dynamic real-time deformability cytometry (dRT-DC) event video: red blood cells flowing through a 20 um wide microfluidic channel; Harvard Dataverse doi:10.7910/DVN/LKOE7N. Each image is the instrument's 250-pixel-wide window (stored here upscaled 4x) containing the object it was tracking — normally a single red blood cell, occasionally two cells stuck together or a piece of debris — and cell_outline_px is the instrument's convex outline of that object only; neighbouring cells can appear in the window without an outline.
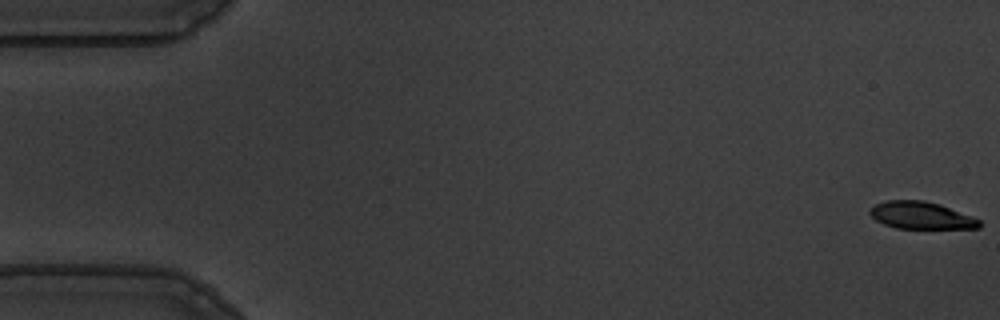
{"species": "common noctule bat (a hibernating species)", "species_latin": "Nyctalus noctula", "temperature_condition": "warm", "stored_images_in_passage": 49, "camera_frame_rate_fps": 3000, "um_per_image_px": 0.085, "animal": {"sex": "male", "body_mass_g": 19.5, "forearm_length_mm": 54.6}, "frame": {"image": 1, "passage_image": 1, "time_ms": 0.0, "image_size_px": [1000, 320], "cell_outline_px": [[980, 228], [896, 228], [884, 224], [876, 220], [868, 212], [876, 204], [884, 200], [924, 200], [940, 204], [972, 216], [980, 220]], "centroid_in_image_um": [78.29, 18.3], "position_along_channel_um": 6.7, "area_um2": 17.28}}
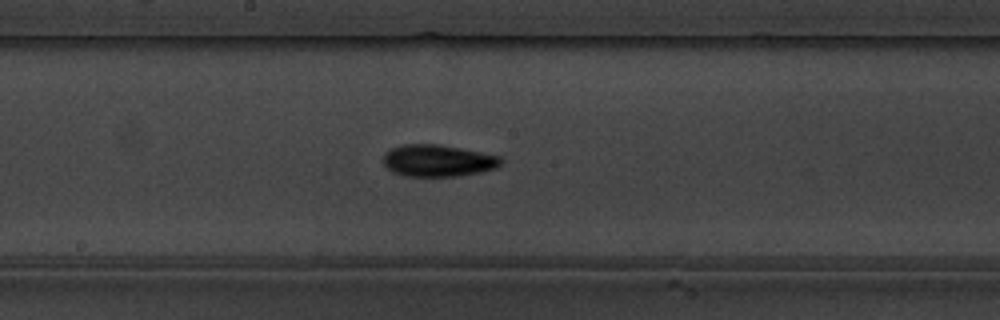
{"frame": {"image": 2, "passage_image": 30, "time_ms": 9.667, "image_size_px": [1000, 320], "cell_outline_px": [[504, 160], [496, 168], [480, 172], [456, 176], [404, 176], [392, 172], [384, 164], [384, 152], [400, 144], [440, 144], [500, 156]], "centroid_in_image_um": [37.21, 13.65], "position_along_channel_um": 211.0, "area_um2": 21.91}}
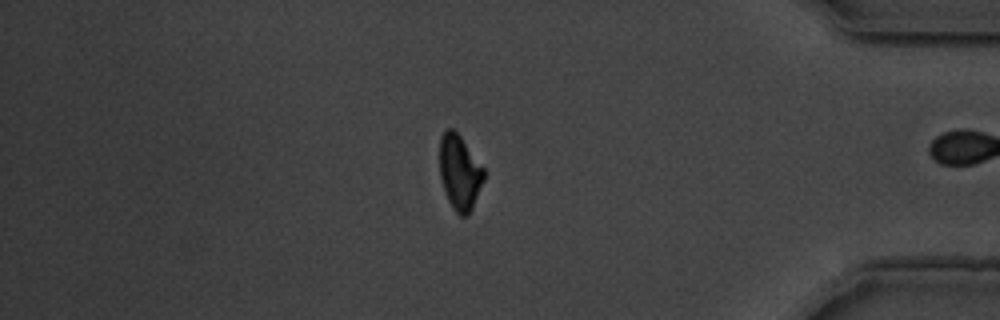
{"frame": {"image": 3, "passage_image": 48, "time_ms": 15.667, "image_size_px": [1000, 320], "cell_outline_px": [[484, 180], [472, 208], [468, 216], [460, 216], [452, 208], [448, 200], [440, 176], [440, 136], [448, 128], [452, 128], [460, 136], [484, 168]], "centroid_in_image_um": [39.07, 14.67], "position_along_channel_um": 396.1, "area_um2": 19.13}, "authors_computed_cell_mechanics": {"area_um2": 20.23, "velocity_mm_per_s": 3.6199, "shape_relaxation_time_tau1_ms": 3.6054, "shape_relaxation_time_tau2_ms": 3.6291, "deformation_change_tau1": 0.1518, "deformation_change_tau2": 0.0962}}